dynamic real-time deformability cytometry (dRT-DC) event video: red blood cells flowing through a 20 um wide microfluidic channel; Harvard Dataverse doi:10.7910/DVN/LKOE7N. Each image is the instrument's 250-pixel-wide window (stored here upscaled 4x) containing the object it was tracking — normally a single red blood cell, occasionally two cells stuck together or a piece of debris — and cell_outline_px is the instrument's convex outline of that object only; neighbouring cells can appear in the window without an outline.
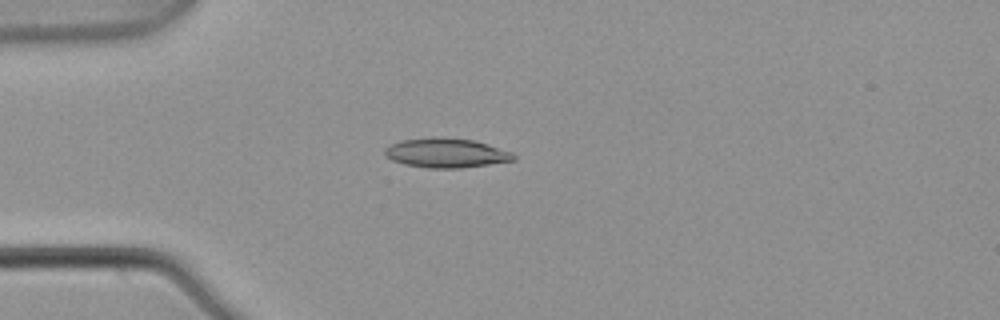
{"species": "common noctule bat (a hibernating species)", "species_latin": "Nyctalus noctula", "temperature_condition": "warm", "stored_images_in_passage": 3, "camera_frame_rate_fps": 3000, "um_per_image_px": 0.085, "animal": {"sex": "male", "body_mass_g": 21.5, "forearm_length_mm": 52.0}, "frame": {"image": 1, "passage_image": 3, "time_ms": 0.667, "image_size_px": [1000, 320], "cell_outline_px": [[516, 160], [460, 168], [428, 168], [404, 164], [392, 160], [384, 156], [384, 148], [400, 140], [432, 136], [440, 136], [476, 140], [512, 152], [516, 156]], "centroid_in_image_um": [37.9, 12.98], "position_along_channel_um": 47.1, "area_um2": 22.43}}